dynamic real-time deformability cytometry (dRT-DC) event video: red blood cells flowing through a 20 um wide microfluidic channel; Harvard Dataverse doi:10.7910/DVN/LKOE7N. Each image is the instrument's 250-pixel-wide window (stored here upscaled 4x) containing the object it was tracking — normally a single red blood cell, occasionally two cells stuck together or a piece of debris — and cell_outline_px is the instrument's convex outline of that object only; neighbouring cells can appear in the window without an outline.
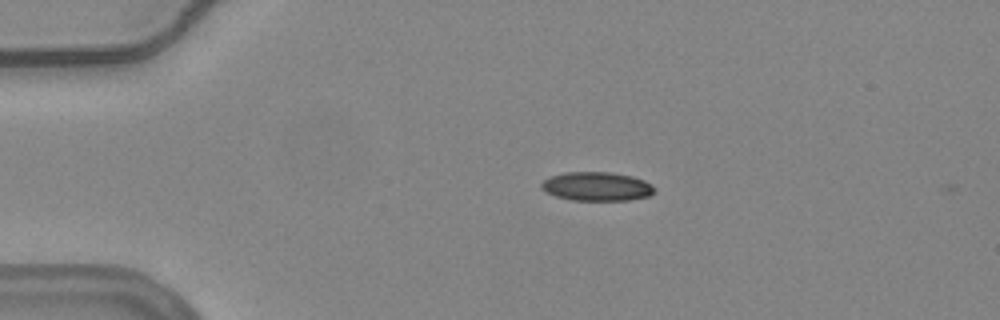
{"species": "common noctule bat (a hibernating species)", "species_latin": "Nyctalus noctula", "temperature_condition": "warm", "stored_images_in_passage": 44, "camera_frame_rate_fps": 3000, "um_per_image_px": 0.085, "animal": {"sex": "female", "body_mass_g": 24.6, "forearm_length_mm": 56.2}, "frame": {"image": 1, "passage_image": 1, "time_ms": 0.0, "image_size_px": [1000, 320], "cell_outline_px": [[656, 192], [648, 196], [628, 200], [572, 200], [556, 196], [544, 192], [540, 188], [540, 184], [548, 176], [564, 172], [608, 172], [632, 176], [644, 180], [652, 184], [656, 188]], "centroid_in_image_um": [50.71, 15.84], "position_along_channel_um": 34.3, "area_um2": 19.25}}
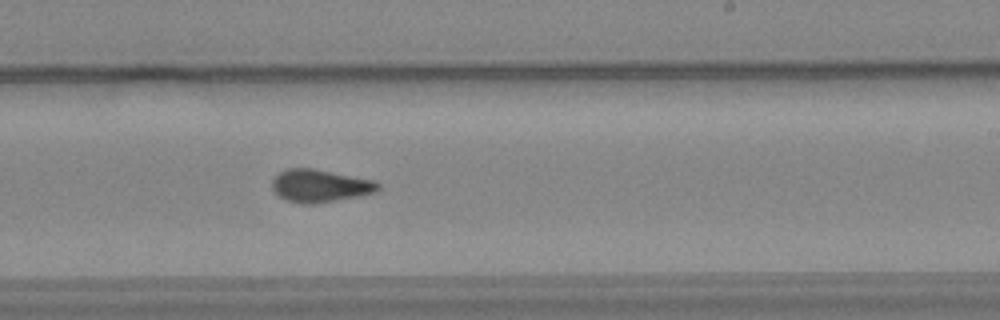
{"frame": {"image": 2, "passage_image": 23, "time_ms": 7.333, "image_size_px": [1000, 320], "cell_outline_px": [[380, 188], [376, 192], [360, 196], [316, 204], [304, 204], [284, 200], [272, 188], [272, 180], [280, 172], [288, 168], [312, 168], [376, 180], [380, 184]], "centroid_in_image_um": [27.23, 15.8], "position_along_channel_um": 261.8, "area_um2": 20.35}}
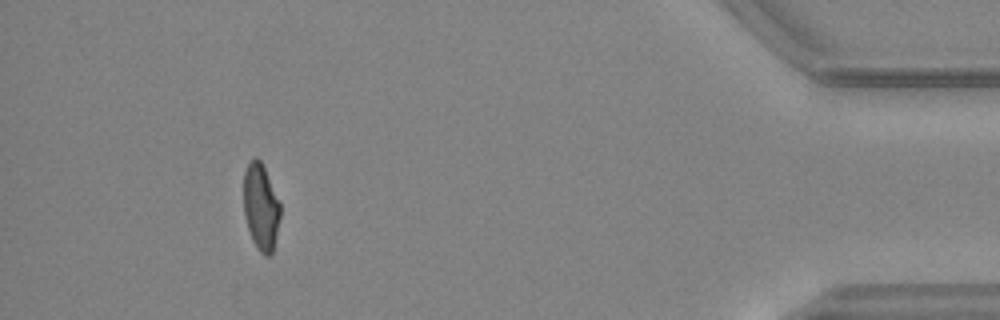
{"frame": {"image": 3, "passage_image": 40, "time_ms": 13.0, "image_size_px": [1000, 320], "cell_outline_px": [[280, 216], [272, 252], [268, 256], [264, 256], [260, 252], [252, 240], [244, 216], [244, 172], [248, 164], [256, 156], [260, 160], [264, 168], [280, 204]], "centroid_in_image_um": [22.16, 17.6], "position_along_channel_um": 413.0, "area_um2": 18.09}, "authors_computed_cell_mechanics": {"area_um2": 19.7098, "velocity_mm_per_s": 3.7549, "shape_relaxation_time_tau1_ms": null, "shape_relaxation_time_tau2_ms": 1.6097, "deformation_change_tau1": null, "deformation_change_tau2": 0.0741}}